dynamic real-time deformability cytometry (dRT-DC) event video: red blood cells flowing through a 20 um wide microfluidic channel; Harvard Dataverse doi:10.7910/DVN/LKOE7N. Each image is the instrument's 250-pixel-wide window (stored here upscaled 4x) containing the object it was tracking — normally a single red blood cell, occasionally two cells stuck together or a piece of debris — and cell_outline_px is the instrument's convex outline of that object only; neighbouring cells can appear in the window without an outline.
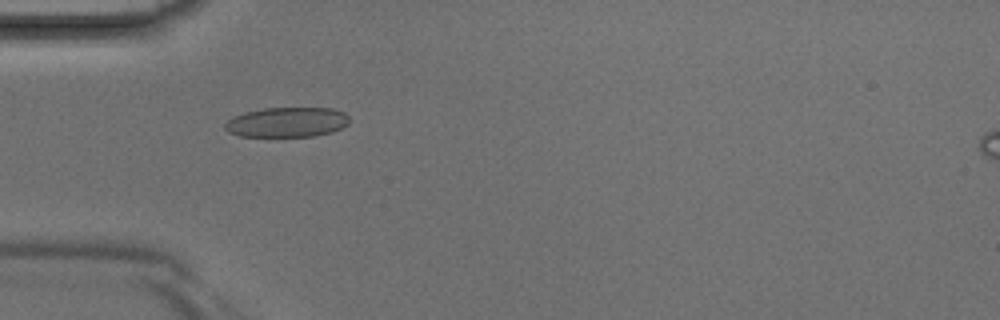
{"species": "Egyptian fruit bat (a non-hibernating species)", "species_latin": "Rousettus aegyptiacus", "temperature_condition": "room temperature", "stored_images_in_passage": 5, "camera_frame_rate_fps": 3000, "um_per_image_px": 0.085, "animal": {"sex": "male"}, "frame": {"image": 1, "passage_image": 3, "time_ms": 0.667, "image_size_px": [1000, 320], "cell_outline_px": [[348, 124], [332, 132], [316, 136], [240, 136], [228, 132], [224, 128], [224, 124], [232, 116], [244, 112], [264, 108], [332, 108], [344, 112], [348, 116]], "centroid_in_image_um": [24.37, 10.38], "position_along_channel_um": 60.6, "area_um2": 21.73}}
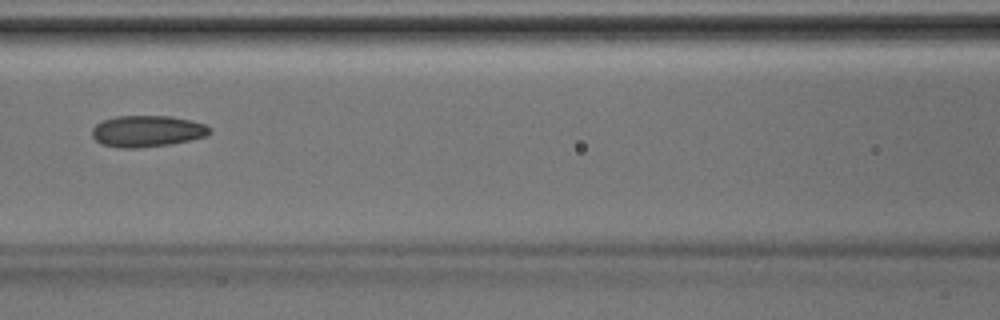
{"frame": {"image": 2, "passage_image": 5, "time_ms": 1.333, "image_size_px": [1000, 320], "cell_outline_px": [[212, 132], [208, 136], [168, 144], [136, 148], [120, 148], [104, 144], [96, 140], [92, 136], [92, 128], [96, 124], [104, 120], [116, 116], [172, 116], [204, 124], [212, 128]], "centroid_in_image_um": [12.52, 11.14], "position_along_channel_um": 154.1, "area_um2": 21.39}}